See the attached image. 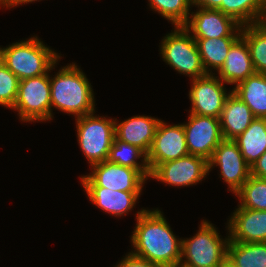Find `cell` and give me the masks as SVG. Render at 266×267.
I'll return each instance as SVG.
<instances>
[{
  "label": "cell",
  "instance_id": "cell-19",
  "mask_svg": "<svg viewBox=\"0 0 266 267\" xmlns=\"http://www.w3.org/2000/svg\"><path fill=\"white\" fill-rule=\"evenodd\" d=\"M255 119L250 108L233 92L227 97L219 117L224 140H233L242 134Z\"/></svg>",
  "mask_w": 266,
  "mask_h": 267
},
{
  "label": "cell",
  "instance_id": "cell-7",
  "mask_svg": "<svg viewBox=\"0 0 266 267\" xmlns=\"http://www.w3.org/2000/svg\"><path fill=\"white\" fill-rule=\"evenodd\" d=\"M12 109L22 122L51 120L50 74L20 80L18 95Z\"/></svg>",
  "mask_w": 266,
  "mask_h": 267
},
{
  "label": "cell",
  "instance_id": "cell-24",
  "mask_svg": "<svg viewBox=\"0 0 266 267\" xmlns=\"http://www.w3.org/2000/svg\"><path fill=\"white\" fill-rule=\"evenodd\" d=\"M241 36L246 40L255 72L266 75V21L242 26Z\"/></svg>",
  "mask_w": 266,
  "mask_h": 267
},
{
  "label": "cell",
  "instance_id": "cell-36",
  "mask_svg": "<svg viewBox=\"0 0 266 267\" xmlns=\"http://www.w3.org/2000/svg\"><path fill=\"white\" fill-rule=\"evenodd\" d=\"M2 62V49L0 47V63Z\"/></svg>",
  "mask_w": 266,
  "mask_h": 267
},
{
  "label": "cell",
  "instance_id": "cell-21",
  "mask_svg": "<svg viewBox=\"0 0 266 267\" xmlns=\"http://www.w3.org/2000/svg\"><path fill=\"white\" fill-rule=\"evenodd\" d=\"M236 94L252 111L255 118L266 119V75L255 73L233 87Z\"/></svg>",
  "mask_w": 266,
  "mask_h": 267
},
{
  "label": "cell",
  "instance_id": "cell-20",
  "mask_svg": "<svg viewBox=\"0 0 266 267\" xmlns=\"http://www.w3.org/2000/svg\"><path fill=\"white\" fill-rule=\"evenodd\" d=\"M233 141L237 144L246 163L252 167L266 152V119L255 118Z\"/></svg>",
  "mask_w": 266,
  "mask_h": 267
},
{
  "label": "cell",
  "instance_id": "cell-17",
  "mask_svg": "<svg viewBox=\"0 0 266 267\" xmlns=\"http://www.w3.org/2000/svg\"><path fill=\"white\" fill-rule=\"evenodd\" d=\"M217 73L224 83L235 84L234 86L256 73L246 40L242 36L231 46L223 66Z\"/></svg>",
  "mask_w": 266,
  "mask_h": 267
},
{
  "label": "cell",
  "instance_id": "cell-12",
  "mask_svg": "<svg viewBox=\"0 0 266 267\" xmlns=\"http://www.w3.org/2000/svg\"><path fill=\"white\" fill-rule=\"evenodd\" d=\"M182 125L189 154L201 156L208 161L223 140L219 118L190 113L188 123Z\"/></svg>",
  "mask_w": 266,
  "mask_h": 267
},
{
  "label": "cell",
  "instance_id": "cell-25",
  "mask_svg": "<svg viewBox=\"0 0 266 267\" xmlns=\"http://www.w3.org/2000/svg\"><path fill=\"white\" fill-rule=\"evenodd\" d=\"M141 159V163L137 162ZM107 160L121 166L138 169L147 179L150 177V169L147 162V154L127 142L114 138V142L109 150Z\"/></svg>",
  "mask_w": 266,
  "mask_h": 267
},
{
  "label": "cell",
  "instance_id": "cell-18",
  "mask_svg": "<svg viewBox=\"0 0 266 267\" xmlns=\"http://www.w3.org/2000/svg\"><path fill=\"white\" fill-rule=\"evenodd\" d=\"M89 200L115 217L126 216L136 206L141 192L112 191L104 187H83Z\"/></svg>",
  "mask_w": 266,
  "mask_h": 267
},
{
  "label": "cell",
  "instance_id": "cell-16",
  "mask_svg": "<svg viewBox=\"0 0 266 267\" xmlns=\"http://www.w3.org/2000/svg\"><path fill=\"white\" fill-rule=\"evenodd\" d=\"M115 118V137L121 141L137 146L149 153L159 122L158 118L144 115L133 116L118 123Z\"/></svg>",
  "mask_w": 266,
  "mask_h": 267
},
{
  "label": "cell",
  "instance_id": "cell-13",
  "mask_svg": "<svg viewBox=\"0 0 266 267\" xmlns=\"http://www.w3.org/2000/svg\"><path fill=\"white\" fill-rule=\"evenodd\" d=\"M183 26L194 39L241 37L242 26L218 9L200 8Z\"/></svg>",
  "mask_w": 266,
  "mask_h": 267
},
{
  "label": "cell",
  "instance_id": "cell-2",
  "mask_svg": "<svg viewBox=\"0 0 266 267\" xmlns=\"http://www.w3.org/2000/svg\"><path fill=\"white\" fill-rule=\"evenodd\" d=\"M51 87V120L52 108L75 118L95 112L94 92L85 73L76 63L60 68L50 78Z\"/></svg>",
  "mask_w": 266,
  "mask_h": 267
},
{
  "label": "cell",
  "instance_id": "cell-1",
  "mask_svg": "<svg viewBox=\"0 0 266 267\" xmlns=\"http://www.w3.org/2000/svg\"><path fill=\"white\" fill-rule=\"evenodd\" d=\"M136 226L131 235L136 257L162 267H175L181 261L182 239L177 238L158 208L141 209L136 214Z\"/></svg>",
  "mask_w": 266,
  "mask_h": 267
},
{
  "label": "cell",
  "instance_id": "cell-26",
  "mask_svg": "<svg viewBox=\"0 0 266 267\" xmlns=\"http://www.w3.org/2000/svg\"><path fill=\"white\" fill-rule=\"evenodd\" d=\"M227 15L241 26L264 22V0H227Z\"/></svg>",
  "mask_w": 266,
  "mask_h": 267
},
{
  "label": "cell",
  "instance_id": "cell-33",
  "mask_svg": "<svg viewBox=\"0 0 266 267\" xmlns=\"http://www.w3.org/2000/svg\"><path fill=\"white\" fill-rule=\"evenodd\" d=\"M38 0H0V6H6V8L17 7L18 5L35 2Z\"/></svg>",
  "mask_w": 266,
  "mask_h": 267
},
{
  "label": "cell",
  "instance_id": "cell-23",
  "mask_svg": "<svg viewBox=\"0 0 266 267\" xmlns=\"http://www.w3.org/2000/svg\"><path fill=\"white\" fill-rule=\"evenodd\" d=\"M227 260L235 267H266V242L229 241Z\"/></svg>",
  "mask_w": 266,
  "mask_h": 267
},
{
  "label": "cell",
  "instance_id": "cell-28",
  "mask_svg": "<svg viewBox=\"0 0 266 267\" xmlns=\"http://www.w3.org/2000/svg\"><path fill=\"white\" fill-rule=\"evenodd\" d=\"M152 10L157 11L175 26H184L190 15V0H148Z\"/></svg>",
  "mask_w": 266,
  "mask_h": 267
},
{
  "label": "cell",
  "instance_id": "cell-22",
  "mask_svg": "<svg viewBox=\"0 0 266 267\" xmlns=\"http://www.w3.org/2000/svg\"><path fill=\"white\" fill-rule=\"evenodd\" d=\"M240 37H219L209 39H195L199 49L201 62L207 74L218 72L223 66L231 46Z\"/></svg>",
  "mask_w": 266,
  "mask_h": 267
},
{
  "label": "cell",
  "instance_id": "cell-32",
  "mask_svg": "<svg viewBox=\"0 0 266 267\" xmlns=\"http://www.w3.org/2000/svg\"><path fill=\"white\" fill-rule=\"evenodd\" d=\"M251 175L266 179V152L251 167Z\"/></svg>",
  "mask_w": 266,
  "mask_h": 267
},
{
  "label": "cell",
  "instance_id": "cell-27",
  "mask_svg": "<svg viewBox=\"0 0 266 267\" xmlns=\"http://www.w3.org/2000/svg\"><path fill=\"white\" fill-rule=\"evenodd\" d=\"M235 196L239 208L266 211V179L250 175Z\"/></svg>",
  "mask_w": 266,
  "mask_h": 267
},
{
  "label": "cell",
  "instance_id": "cell-10",
  "mask_svg": "<svg viewBox=\"0 0 266 267\" xmlns=\"http://www.w3.org/2000/svg\"><path fill=\"white\" fill-rule=\"evenodd\" d=\"M220 168V179L228 185L234 195L241 189L251 175V167L246 163L241 151L233 140H222L208 160V172Z\"/></svg>",
  "mask_w": 266,
  "mask_h": 267
},
{
  "label": "cell",
  "instance_id": "cell-9",
  "mask_svg": "<svg viewBox=\"0 0 266 267\" xmlns=\"http://www.w3.org/2000/svg\"><path fill=\"white\" fill-rule=\"evenodd\" d=\"M208 161L197 155L188 154L176 160L158 164L150 177L170 186H191L205 179L208 174Z\"/></svg>",
  "mask_w": 266,
  "mask_h": 267
},
{
  "label": "cell",
  "instance_id": "cell-11",
  "mask_svg": "<svg viewBox=\"0 0 266 267\" xmlns=\"http://www.w3.org/2000/svg\"><path fill=\"white\" fill-rule=\"evenodd\" d=\"M189 99L191 101V114L200 116H213L219 118L224 107L228 93L225 83L213 74L192 79Z\"/></svg>",
  "mask_w": 266,
  "mask_h": 267
},
{
  "label": "cell",
  "instance_id": "cell-34",
  "mask_svg": "<svg viewBox=\"0 0 266 267\" xmlns=\"http://www.w3.org/2000/svg\"><path fill=\"white\" fill-rule=\"evenodd\" d=\"M222 267H235L234 265H232L228 260H226L224 262V264L222 265Z\"/></svg>",
  "mask_w": 266,
  "mask_h": 267
},
{
  "label": "cell",
  "instance_id": "cell-5",
  "mask_svg": "<svg viewBox=\"0 0 266 267\" xmlns=\"http://www.w3.org/2000/svg\"><path fill=\"white\" fill-rule=\"evenodd\" d=\"M160 54L163 61L192 79L206 75L201 62L197 42L183 26H175L161 41Z\"/></svg>",
  "mask_w": 266,
  "mask_h": 267
},
{
  "label": "cell",
  "instance_id": "cell-35",
  "mask_svg": "<svg viewBox=\"0 0 266 267\" xmlns=\"http://www.w3.org/2000/svg\"><path fill=\"white\" fill-rule=\"evenodd\" d=\"M264 21H266V0H264Z\"/></svg>",
  "mask_w": 266,
  "mask_h": 267
},
{
  "label": "cell",
  "instance_id": "cell-3",
  "mask_svg": "<svg viewBox=\"0 0 266 267\" xmlns=\"http://www.w3.org/2000/svg\"><path fill=\"white\" fill-rule=\"evenodd\" d=\"M1 49L2 62L19 80L46 74L61 58L36 36Z\"/></svg>",
  "mask_w": 266,
  "mask_h": 267
},
{
  "label": "cell",
  "instance_id": "cell-30",
  "mask_svg": "<svg viewBox=\"0 0 266 267\" xmlns=\"http://www.w3.org/2000/svg\"><path fill=\"white\" fill-rule=\"evenodd\" d=\"M115 267H162V266L155 263H151L148 260L136 257L129 252L127 255H125V258H123L118 264L115 265Z\"/></svg>",
  "mask_w": 266,
  "mask_h": 267
},
{
  "label": "cell",
  "instance_id": "cell-8",
  "mask_svg": "<svg viewBox=\"0 0 266 267\" xmlns=\"http://www.w3.org/2000/svg\"><path fill=\"white\" fill-rule=\"evenodd\" d=\"M92 172L83 175V187H104L112 191L142 192L148 180L138 169L121 166L105 160L91 165Z\"/></svg>",
  "mask_w": 266,
  "mask_h": 267
},
{
  "label": "cell",
  "instance_id": "cell-29",
  "mask_svg": "<svg viewBox=\"0 0 266 267\" xmlns=\"http://www.w3.org/2000/svg\"><path fill=\"white\" fill-rule=\"evenodd\" d=\"M19 78L3 62L0 63V105L12 108L16 102Z\"/></svg>",
  "mask_w": 266,
  "mask_h": 267
},
{
  "label": "cell",
  "instance_id": "cell-14",
  "mask_svg": "<svg viewBox=\"0 0 266 267\" xmlns=\"http://www.w3.org/2000/svg\"><path fill=\"white\" fill-rule=\"evenodd\" d=\"M189 154L182 124L168 125L161 120L157 126L147 162L150 172L158 165Z\"/></svg>",
  "mask_w": 266,
  "mask_h": 267
},
{
  "label": "cell",
  "instance_id": "cell-6",
  "mask_svg": "<svg viewBox=\"0 0 266 267\" xmlns=\"http://www.w3.org/2000/svg\"><path fill=\"white\" fill-rule=\"evenodd\" d=\"M76 118L77 139L90 166L107 160L115 138V120L94 115Z\"/></svg>",
  "mask_w": 266,
  "mask_h": 267
},
{
  "label": "cell",
  "instance_id": "cell-4",
  "mask_svg": "<svg viewBox=\"0 0 266 267\" xmlns=\"http://www.w3.org/2000/svg\"><path fill=\"white\" fill-rule=\"evenodd\" d=\"M198 232L182 239L180 265L184 267H222L227 260V238H220L216 227L203 220ZM184 258V259H183Z\"/></svg>",
  "mask_w": 266,
  "mask_h": 267
},
{
  "label": "cell",
  "instance_id": "cell-15",
  "mask_svg": "<svg viewBox=\"0 0 266 267\" xmlns=\"http://www.w3.org/2000/svg\"><path fill=\"white\" fill-rule=\"evenodd\" d=\"M228 221L229 241L266 242V211L238 207Z\"/></svg>",
  "mask_w": 266,
  "mask_h": 267
},
{
  "label": "cell",
  "instance_id": "cell-31",
  "mask_svg": "<svg viewBox=\"0 0 266 267\" xmlns=\"http://www.w3.org/2000/svg\"><path fill=\"white\" fill-rule=\"evenodd\" d=\"M190 6L207 9H218L227 15V0H190Z\"/></svg>",
  "mask_w": 266,
  "mask_h": 267
}]
</instances>
